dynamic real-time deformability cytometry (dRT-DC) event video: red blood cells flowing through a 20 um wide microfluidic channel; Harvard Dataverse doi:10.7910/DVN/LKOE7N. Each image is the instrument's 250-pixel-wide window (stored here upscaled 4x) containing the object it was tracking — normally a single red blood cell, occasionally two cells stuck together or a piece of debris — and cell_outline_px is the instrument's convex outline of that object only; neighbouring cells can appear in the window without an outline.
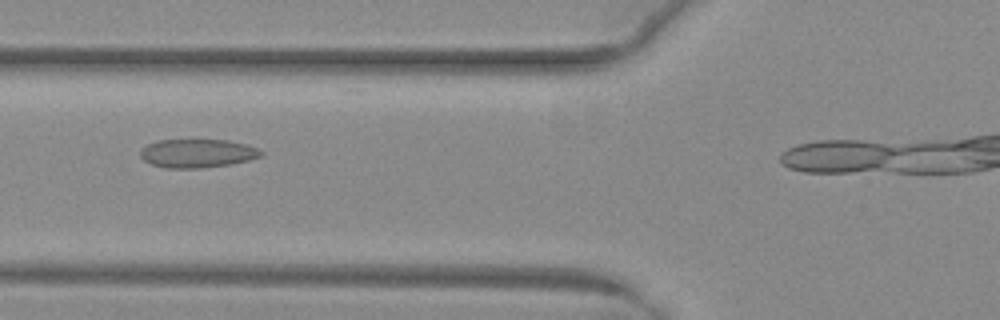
{"species": "common noctule bat (a hibernating species)", "species_latin": "Nyctalus noctula", "temperature_condition": "warm", "stored_images_in_passage": 31, "camera_frame_rate_fps": 3000, "um_per_image_px": 0.085, "animal": {"sex": "female", "body_mass_g": 29.2, "forearm_length_mm": 56.3}, "frame": {"image": 1, "passage_image": 9, "time_ms": 2.667, "image_size_px": [1000, 320], "cell_outline_px": [[264, 152], [260, 156], [248, 160], [232, 164], [200, 168], [164, 168], [152, 164], [144, 160], [140, 156], [140, 152], [148, 144], [160, 140], [228, 140], [248, 144]], "centroid_in_image_um": [16.8, 13.03], "position_along_channel_um": 109.0, "area_um2": 20.0}}
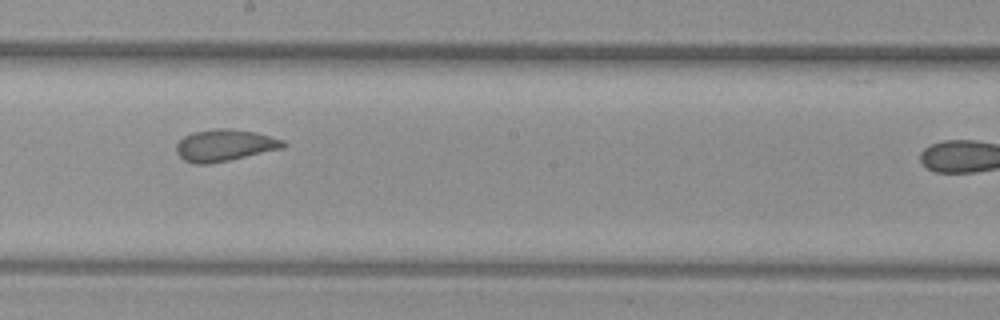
{"frame": {"image": 2, "passage_image": 18, "time_ms": 5.667, "image_size_px": [1000, 320], "cell_outline_px": [[288, 144], [284, 148], [228, 160], [208, 164], [196, 164], [184, 160], [176, 152], [176, 144], [184, 136], [192, 132], [216, 128], [228, 128], [256, 132], [284, 140]], "centroid_in_image_um": [19.11, 12.34], "position_along_channel_um": 229.1, "area_um2": 19.83}}
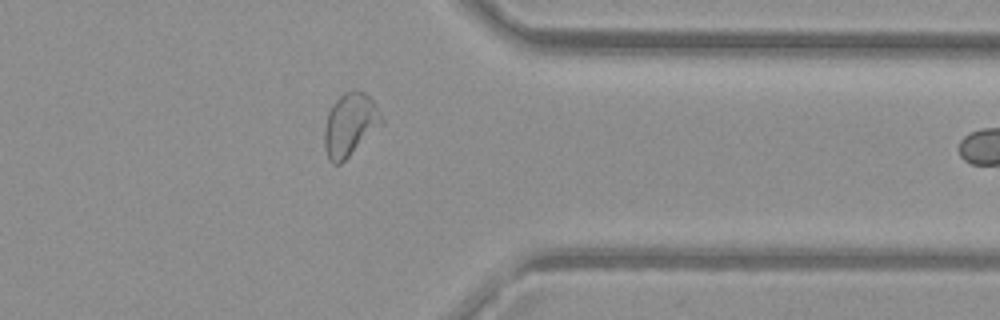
{"frame": {"image": 3, "passage_image": 30, "time_ms": 9.667, "image_size_px": [1000, 320], "cell_outline_px": [[384, 124], [340, 164], [332, 164], [328, 160], [324, 148], [324, 128], [328, 112], [332, 104], [344, 92], [352, 88], [364, 92], [372, 100], [384, 120]], "centroid_in_image_um": [29.74, 10.6], "position_along_channel_um": 381.7, "area_um2": 21.21}}